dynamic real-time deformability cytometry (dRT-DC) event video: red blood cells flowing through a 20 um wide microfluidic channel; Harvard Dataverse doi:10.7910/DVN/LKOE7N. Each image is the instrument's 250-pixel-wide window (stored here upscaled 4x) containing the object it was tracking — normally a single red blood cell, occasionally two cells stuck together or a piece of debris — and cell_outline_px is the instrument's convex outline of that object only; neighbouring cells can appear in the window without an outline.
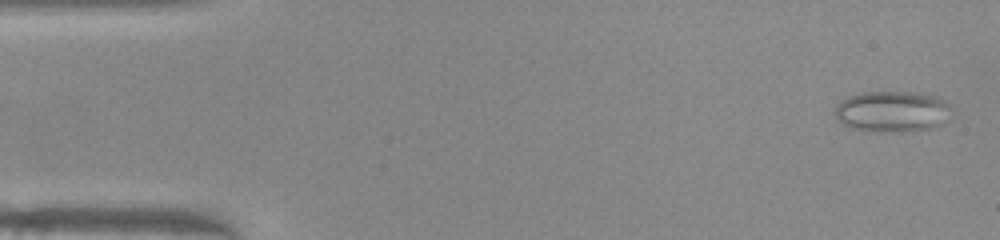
{"species": "common noctule bat (a hibernating species)", "species_latin": "Nyctalus noctula", "temperature_condition": "warm", "stored_images_in_passage": 50, "camera_frame_rate_fps": 3000, "um_per_image_px": 0.085, "animal": {"sex": "female", "body_mass_g": 22.0, "forearm_length_mm": 56.7}, "frame": {"image": 1, "passage_image": 2, "time_ms": 0.333, "image_size_px": [1000, 240], "cell_outline_px": [[948, 108], [940, 124], [936, 128], [912, 132], [868, 132], [852, 128], [844, 124], [836, 116], [836, 108], [848, 96], [864, 92], [912, 92], [936, 96], [944, 100], [948, 104]], "centroid_in_image_um": [75.82, 9.5], "position_along_channel_um": 9.2, "area_um2": 27.57}}
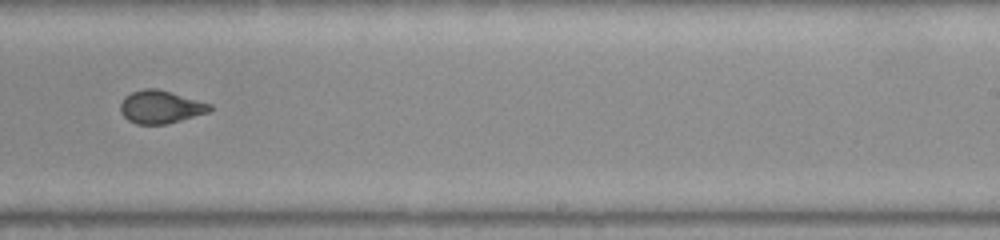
{"frame": {"image": 2, "passage_image": 31, "time_ms": 10.0, "image_size_px": [1000, 240], "cell_outline_px": [[212, 108], [208, 112], [180, 120], [164, 124], [136, 124], [128, 120], [120, 112], [120, 104], [124, 96], [132, 92], [144, 88], [156, 88], [212, 104]], "centroid_in_image_um": [13.61, 9.08], "position_along_channel_um": 275.4, "area_um2": 16.99}}
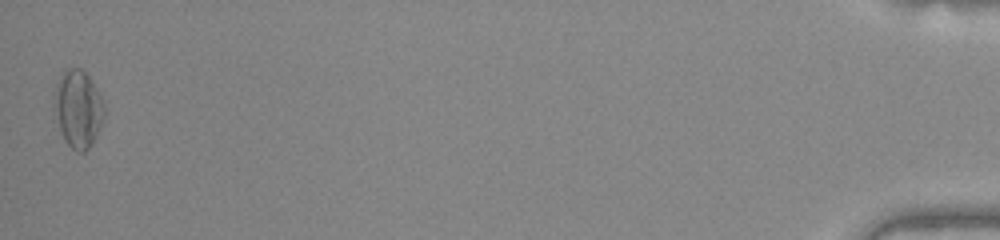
{"frame": {"image": 3, "passage_image": 50, "time_ms": 16.333, "image_size_px": [1000, 240], "cell_outline_px": [[104, 120], [92, 144], [84, 152], [76, 152], [64, 140], [52, 108], [52, 104], [64, 68], [80, 68], [88, 76], [96, 88], [104, 104]], "centroid_in_image_um": [6.64, 9.28], "position_along_channel_um": 428.6, "area_um2": 22.43}, "authors_computed_cell_mechanics": {"area_um2": 18.0914, "velocity_mm_per_s": 4.0163, "shape_relaxation_time_tau1_ms": null, "shape_relaxation_time_tau2_ms": 0.7675, "deformation_change_tau1": null, "deformation_change_tau2": 0.0685}}